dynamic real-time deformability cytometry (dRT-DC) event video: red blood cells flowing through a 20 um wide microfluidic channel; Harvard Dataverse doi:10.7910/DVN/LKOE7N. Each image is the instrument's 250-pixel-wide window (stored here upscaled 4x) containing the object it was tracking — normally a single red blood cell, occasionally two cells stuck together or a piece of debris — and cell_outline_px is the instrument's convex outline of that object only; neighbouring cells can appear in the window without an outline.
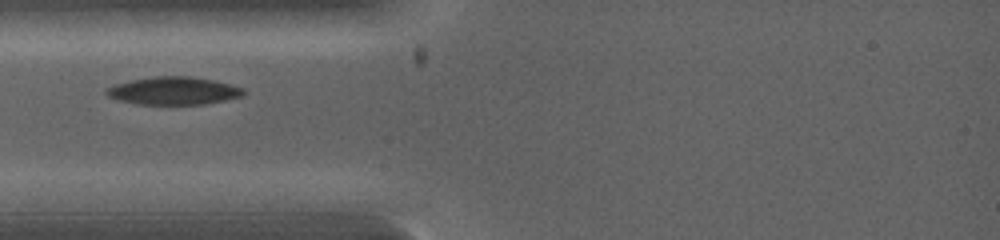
{"species": "common noctule bat (a hibernating species)", "species_latin": "Nyctalus noctula", "temperature_condition": "warm", "stored_images_in_passage": 25, "camera_frame_rate_fps": 5000, "um_per_image_px": 0.085, "animal": {"sex": "female", "body_mass_g": 19.0, "forearm_length_mm": 53.3}, "frame": {"image": 1, "passage_image": 1, "time_ms": 0.0, "image_size_px": [1000, 240], "cell_outline_px": [[244, 96], [204, 104], [136, 104], [116, 100], [108, 96], [104, 92], [104, 88], [116, 84], [132, 80], [156, 76], [188, 76], [212, 80], [244, 88]], "centroid_in_image_um": [14.71, 7.72], "position_along_channel_um": 70.3, "area_um2": 22.14}}